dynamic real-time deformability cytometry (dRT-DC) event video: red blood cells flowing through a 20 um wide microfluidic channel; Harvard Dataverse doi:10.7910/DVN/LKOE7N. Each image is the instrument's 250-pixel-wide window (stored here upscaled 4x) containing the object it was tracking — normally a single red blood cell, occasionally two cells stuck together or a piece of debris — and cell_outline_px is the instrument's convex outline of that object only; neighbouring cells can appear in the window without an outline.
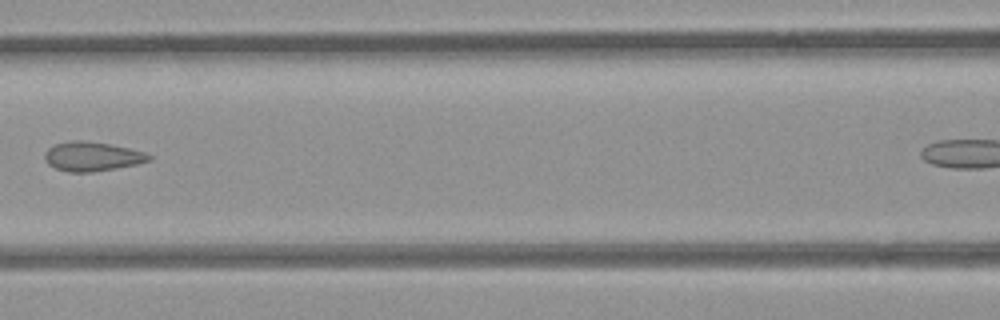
{"species": "common noctule bat (a hibernating species)", "species_latin": "Nyctalus noctula", "temperature_condition": "room temperature", "stored_images_in_passage": 7, "segment_of_instrument_passage": [1, 2], "camera_frame_rate_fps": 3000, "um_per_image_px": 0.085, "animal": {"sex": "female", "body_mass_g": 21.9}, "frame": {"image": 1, "passage_image": 6, "time_ms": 5.667, "image_size_px": [1000, 320], "cell_outline_px": [[152, 160], [136, 164], [116, 168], [92, 172], [68, 172], [56, 168], [48, 164], [44, 160], [44, 152], [48, 148], [56, 144], [72, 140], [84, 140], [112, 144], [144, 152], [152, 156]], "centroid_in_image_um": [7.82, 13.29], "position_along_channel_um": 158.8, "area_um2": 17.86}}